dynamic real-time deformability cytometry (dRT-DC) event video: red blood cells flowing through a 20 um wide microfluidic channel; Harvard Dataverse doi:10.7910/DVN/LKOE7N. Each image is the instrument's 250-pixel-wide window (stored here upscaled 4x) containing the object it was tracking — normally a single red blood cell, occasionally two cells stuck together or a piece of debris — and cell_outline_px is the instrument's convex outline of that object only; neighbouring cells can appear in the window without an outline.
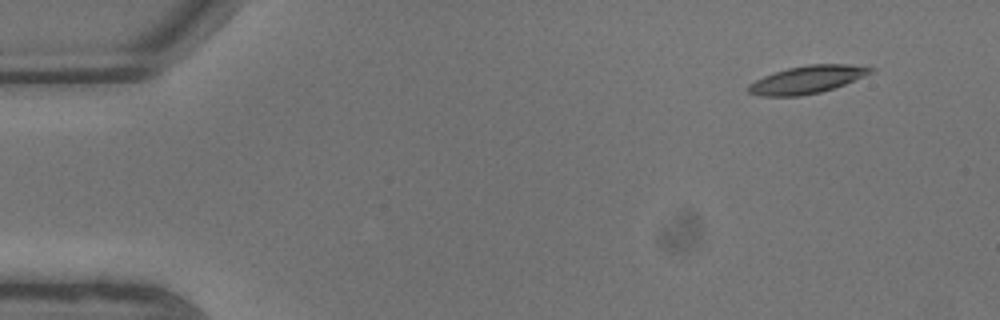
{"species": "common noctule bat (a hibernating species)", "species_latin": "Nyctalus noctula", "temperature_condition": "warm", "stored_images_in_passage": 9, "camera_frame_rate_fps": 3000, "um_per_image_px": 0.085, "animal": {"sex": "male", "body_mass_g": 13.3}, "frame": {"image": 1, "passage_image": 1, "time_ms": 0.0, "image_size_px": [1000, 320], "cell_outline_px": [[876, 68], [872, 72], [864, 76], [844, 84], [820, 92], [800, 96], [760, 96], [748, 92], [748, 84], [764, 76], [788, 68], [808, 64], [848, 64]], "centroid_in_image_um": [68.6, 6.76], "position_along_channel_um": 16.4, "area_um2": 19.48}}
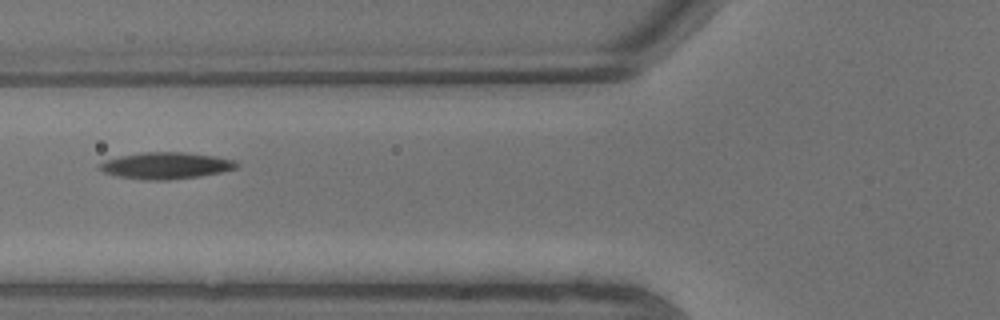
{"frame": {"image": 2, "passage_image": 7, "time_ms": 2.0, "image_size_px": [1000, 320], "cell_outline_px": [[240, 164], [236, 168], [220, 172], [200, 176], [168, 180], [148, 180], [116, 176], [104, 172], [96, 168], [104, 160], [120, 156], [140, 152], [184, 152], [216, 156], [236, 160]], "centroid_in_image_um": [14.1, 14.07], "position_along_channel_um": 111.7, "area_um2": 21.39}}
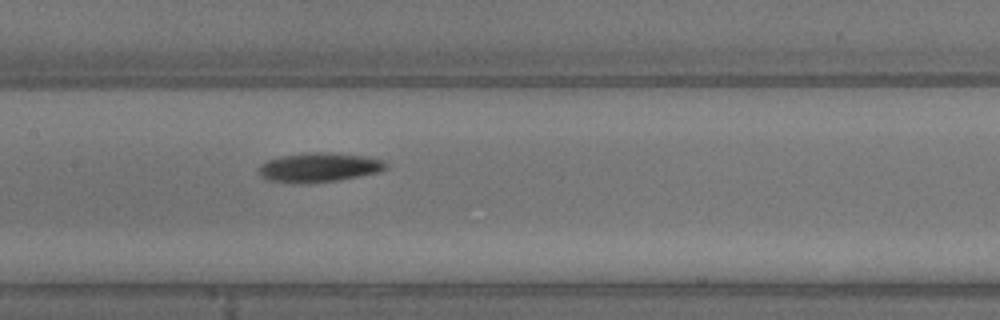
{"frame": {"image": 3, "passage_image": 9, "time_ms": 2.667, "image_size_px": [1000, 320], "cell_outline_px": [[388, 168], [380, 172], [340, 180], [308, 184], [300, 184], [268, 180], [260, 172], [260, 164], [268, 160], [280, 156], [308, 152], [332, 152], [364, 156], [384, 160], [388, 164]], "centroid_in_image_um": [27.18, 14.23], "position_along_channel_um": 180.2, "area_um2": 21.96}}